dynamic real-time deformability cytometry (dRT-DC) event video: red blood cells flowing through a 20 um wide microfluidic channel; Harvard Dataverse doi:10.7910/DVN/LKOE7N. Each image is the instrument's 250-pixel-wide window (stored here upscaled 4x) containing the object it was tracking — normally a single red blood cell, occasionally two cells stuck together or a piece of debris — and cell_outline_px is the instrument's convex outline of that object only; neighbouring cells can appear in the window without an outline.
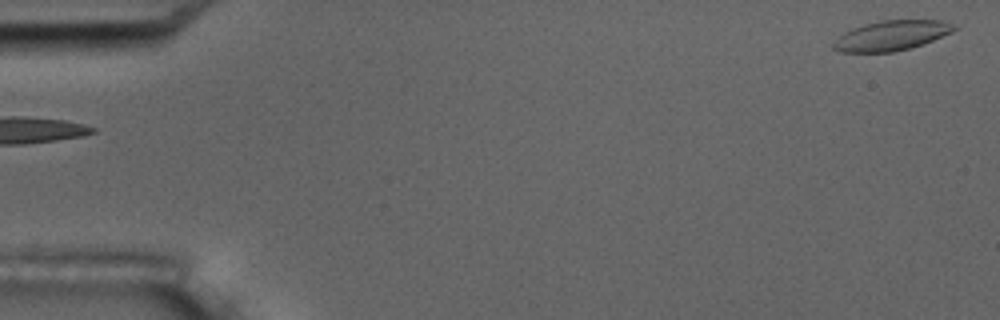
{"species": "common noctule bat (a hibernating species)", "species_latin": "Nyctalus noctula", "temperature_condition": "room temperature", "stored_images_in_passage": 5, "segment_of_instrument_passage": [2, 2], "camera_frame_rate_fps": 3000, "um_per_image_px": 0.085, "animal": {"sex": "male", "body_mass_g": 17.5, "forearm_length_mm": 52.3}, "frame": {"image": 1, "passage_image": 5, "time_ms": 5.333, "image_size_px": [1000, 320], "cell_outline_px": [[956, 28], [952, 32], [924, 44], [892, 52], [840, 52], [832, 48], [832, 44], [844, 32], [852, 28], [864, 24], [884, 20], [940, 20], [952, 24]], "centroid_in_image_um": [75.75, 3.02], "position_along_channel_um": 9.2, "area_um2": 20.87}}